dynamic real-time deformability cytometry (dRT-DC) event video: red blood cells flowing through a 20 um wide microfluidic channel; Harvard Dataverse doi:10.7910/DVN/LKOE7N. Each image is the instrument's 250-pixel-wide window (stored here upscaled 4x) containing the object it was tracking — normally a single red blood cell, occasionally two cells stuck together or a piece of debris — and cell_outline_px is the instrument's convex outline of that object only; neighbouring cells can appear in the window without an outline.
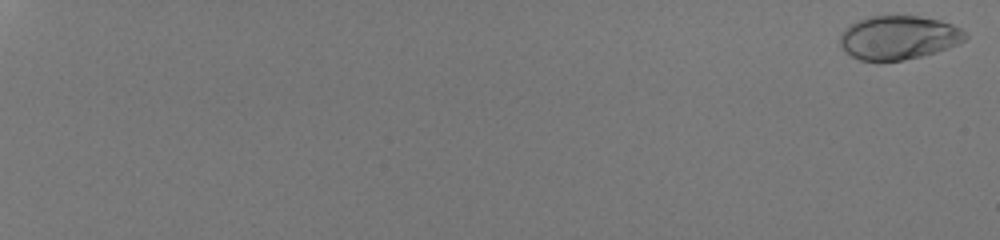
{"species": "human", "species_latin": "Homo sapiens", "temperature_condition": "room temperature", "stored_images_in_passage": 56, "camera_frame_rate_fps": 3000, "um_per_image_px": 0.085, "donor": {"sex": "male"}, "frame": {"image": 1, "passage_image": 1, "time_ms": 0.0, "image_size_px": [1000, 240], "cell_outline_px": [[968, 36], [964, 40], [948, 48], [936, 52], [920, 56], [900, 60], [860, 60], [852, 56], [840, 44], [840, 36], [844, 28], [848, 24], [868, 16], [920, 16], [940, 20], [952, 24], [960, 28]], "centroid_in_image_um": [76.37, 3.17], "position_along_channel_um": 8.6, "area_um2": 31.73}}
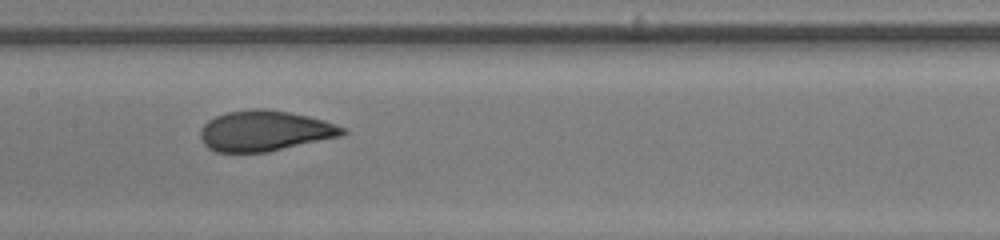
{"frame": {"image": 2, "passage_image": 35, "time_ms": 11.333, "image_size_px": [1000, 240], "cell_outline_px": [[348, 132], [344, 136], [268, 152], [216, 152], [208, 148], [200, 140], [200, 128], [208, 120], [216, 116], [228, 112], [252, 108], [264, 108], [288, 112], [308, 116], [324, 120], [336, 124], [344, 128]], "centroid_in_image_um": [22.52, 11.13], "position_along_channel_um": 184.9, "area_um2": 33.93}}
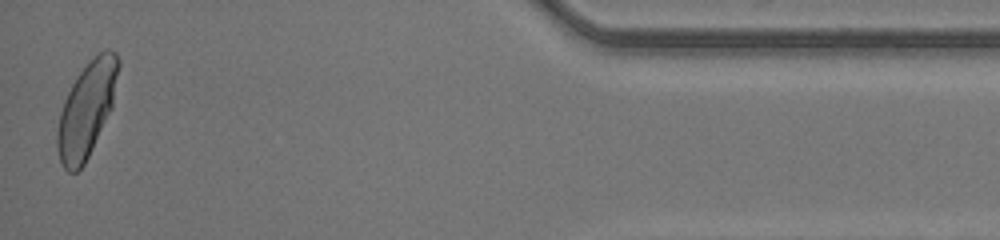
{"frame": {"image": 3, "passage_image": 56, "time_ms": 18.333, "image_size_px": [1000, 240], "cell_outline_px": [[120, 64], [112, 108], [84, 164], [76, 172], [68, 172], [60, 164], [56, 148], [56, 132], [60, 112], [64, 100], [76, 76], [104, 48], [108, 48], [116, 52], [120, 60]], "centroid_in_image_um": [7.36, 9.31], "position_along_channel_um": 427.8, "area_um2": 33.7}, "authors_computed_cell_mechanics": {"area_um2": 32.6859, "velocity_mm_per_s": 4.2147, "shape_relaxation_time_tau1_ms": 3.5023, "shape_relaxation_time_tau2_ms": null, "deformation_change_tau1": 0.1755, "deformation_change_tau2": null}}